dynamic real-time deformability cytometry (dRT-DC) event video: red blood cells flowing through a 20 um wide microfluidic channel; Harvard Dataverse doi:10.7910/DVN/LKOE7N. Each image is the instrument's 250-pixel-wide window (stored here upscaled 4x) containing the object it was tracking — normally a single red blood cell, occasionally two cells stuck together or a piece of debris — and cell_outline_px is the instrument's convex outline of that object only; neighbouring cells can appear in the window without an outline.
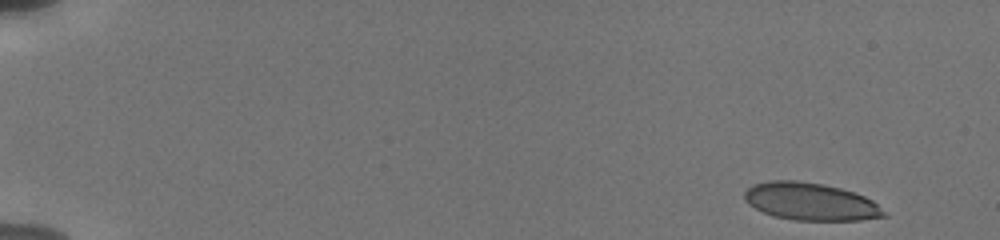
{"species": "human", "species_latin": "Homo sapiens", "temperature_condition": "cold", "stored_images_in_passage": 11, "camera_frame_rate_fps": 3000, "um_per_image_px": 0.085, "donor": {"sex": "male"}, "frame": {"image": 1, "passage_image": 1, "time_ms": 0.0, "image_size_px": [1000, 240], "cell_outline_px": [[888, 216], [860, 220], [796, 220], [776, 216], [764, 212], [748, 204], [744, 200], [744, 192], [752, 184], [768, 180], [796, 180], [824, 184], [840, 188], [864, 196], [872, 200]], "centroid_in_image_um": [68.86, 17.12], "position_along_channel_um": 16.1, "area_um2": 30.35}}
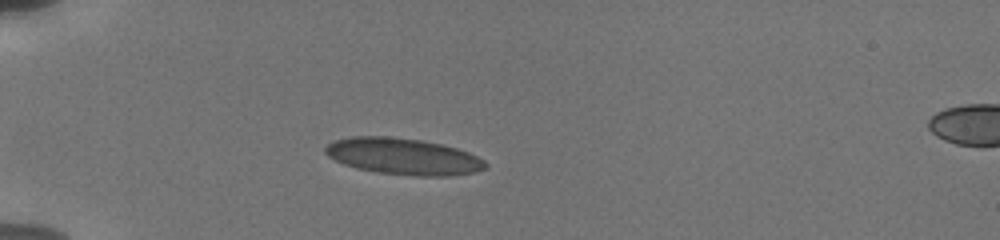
{"frame": {"image": 2, "passage_image": 7, "time_ms": 4.333, "image_size_px": [1000, 240], "cell_outline_px": [[488, 168], [476, 172], [448, 176], [420, 176], [376, 172], [356, 168], [344, 164], [328, 156], [324, 152], [324, 148], [328, 144], [336, 140], [352, 136], [388, 136], [420, 140], [440, 144], [456, 148], [468, 152], [484, 160], [488, 164]], "centroid_in_image_um": [34.29, 13.3], "position_along_channel_um": 50.7, "area_um2": 33.99}}
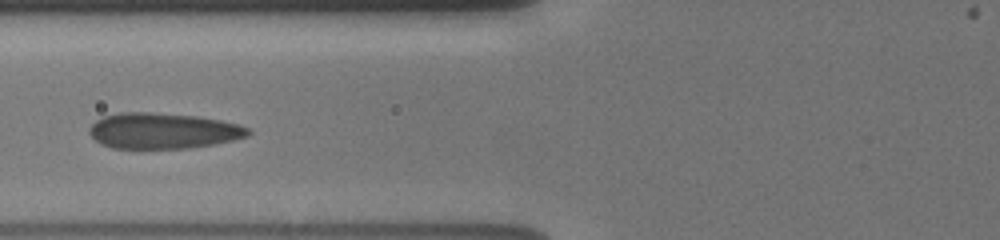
{"frame": {"image": 3, "passage_image": 10, "time_ms": 6.667, "image_size_px": [1000, 240], "cell_outline_px": [[252, 132], [248, 136], [232, 140], [212, 144], [188, 148], [112, 148], [100, 144], [88, 132], [88, 128], [96, 120], [104, 116], [120, 112], [152, 112], [196, 116], [220, 120], [240, 124], [248, 128]], "centroid_in_image_um": [13.84, 11.11], "position_along_channel_um": 112.0, "area_um2": 33.12}}